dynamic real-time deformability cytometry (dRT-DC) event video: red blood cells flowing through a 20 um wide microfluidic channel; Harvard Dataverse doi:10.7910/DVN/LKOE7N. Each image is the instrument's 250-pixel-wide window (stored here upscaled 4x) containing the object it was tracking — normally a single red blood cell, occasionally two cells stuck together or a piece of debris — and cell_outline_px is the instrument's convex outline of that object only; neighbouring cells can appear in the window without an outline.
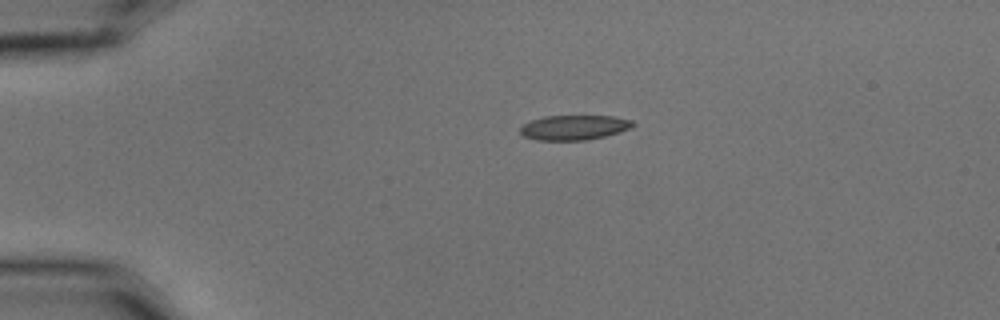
{"species": "common noctule bat (a hibernating species)", "species_latin": "Nyctalus noctula", "temperature_condition": "cold", "stored_images_in_passage": 5, "camera_frame_rate_fps": 3000, "um_per_image_px": 0.085, "animal": {"sex": "male", "body_mass_g": 15.6}, "frame": {"image": 1, "passage_image": 2, "time_ms": 0.333, "image_size_px": [1000, 320], "cell_outline_px": [[636, 124], [620, 132], [588, 140], [536, 140], [524, 136], [520, 132], [520, 128], [524, 124], [532, 120], [544, 116], [612, 116], [632, 120]], "centroid_in_image_um": [48.8, 10.84], "position_along_channel_um": 36.2, "area_um2": 16.18}}
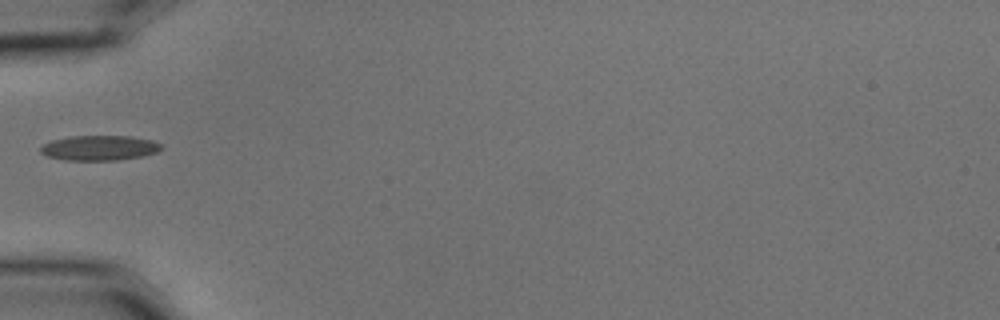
{"frame": {"image": 2, "passage_image": 4, "time_ms": 1.0, "image_size_px": [1000, 320], "cell_outline_px": [[164, 148], [160, 152], [144, 156], [116, 160], [64, 160], [48, 156], [40, 152], [40, 148], [44, 144], [52, 140], [72, 136], [128, 136], [152, 140], [160, 144]], "centroid_in_image_um": [8.49, 12.57], "position_along_channel_um": 76.5, "area_um2": 17.63}}